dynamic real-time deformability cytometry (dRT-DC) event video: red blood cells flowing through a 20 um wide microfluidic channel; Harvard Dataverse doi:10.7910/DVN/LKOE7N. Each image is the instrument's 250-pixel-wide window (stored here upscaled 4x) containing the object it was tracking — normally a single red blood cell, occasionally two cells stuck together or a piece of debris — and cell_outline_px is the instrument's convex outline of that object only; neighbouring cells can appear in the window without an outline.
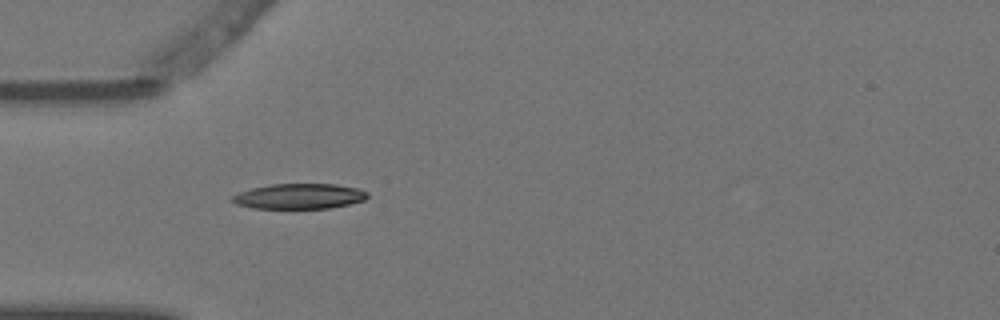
{"species": "Egyptian fruit bat (a non-hibernating species)", "species_latin": "Rousettus aegyptiacus", "temperature_condition": "warm", "stored_images_in_passage": 7, "camera_frame_rate_fps": 3000, "um_per_image_px": 0.085, "animal": {"sex": "female"}, "frame": {"image": 1, "passage_image": 5, "time_ms": 1.333, "image_size_px": [1000, 320], "cell_outline_px": [[368, 196], [364, 200], [348, 204], [328, 208], [252, 208], [236, 204], [228, 200], [232, 196], [240, 192], [252, 188], [272, 184], [336, 184], [360, 188], [368, 192]], "centroid_in_image_um": [25.43, 16.68], "position_along_channel_um": 59.6, "area_um2": 19.94}}
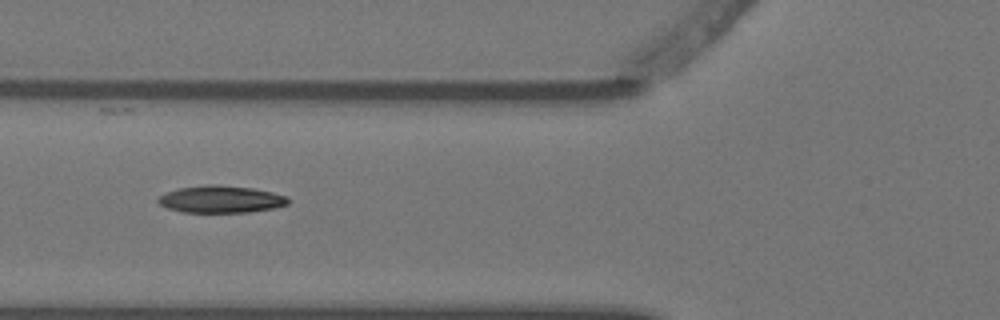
{"frame": {"image": 2, "passage_image": 6, "time_ms": 1.667, "image_size_px": [1000, 320], "cell_outline_px": [[288, 204], [276, 208], [248, 212], [180, 212], [168, 208], [160, 204], [156, 200], [160, 196], [168, 192], [180, 188], [212, 184], [216, 184], [252, 188], [272, 192], [288, 196]], "centroid_in_image_um": [18.81, 16.94], "position_along_channel_um": 107.0, "area_um2": 20.46}}
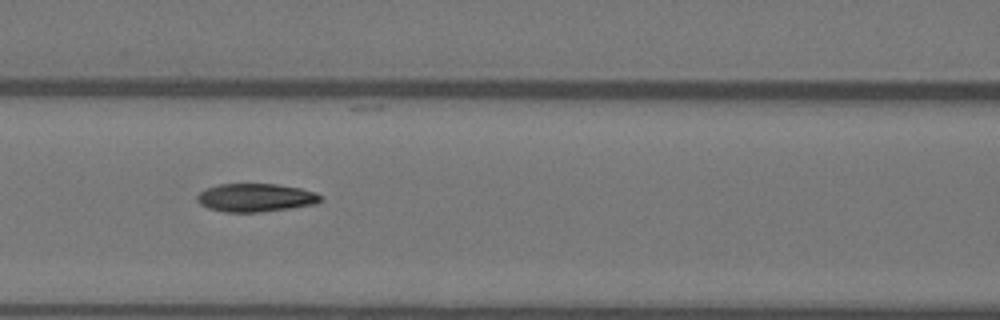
{"frame": {"image": 3, "passage_image": 7, "time_ms": 2.0, "image_size_px": [1000, 320], "cell_outline_px": [[320, 200], [316, 204], [292, 208], [260, 212], [224, 212], [208, 208], [200, 204], [196, 200], [196, 196], [204, 188], [220, 184], [276, 184], [300, 188], [316, 192], [320, 196]], "centroid_in_image_um": [21.69, 16.8], "position_along_channel_um": 144.9, "area_um2": 20.4}}